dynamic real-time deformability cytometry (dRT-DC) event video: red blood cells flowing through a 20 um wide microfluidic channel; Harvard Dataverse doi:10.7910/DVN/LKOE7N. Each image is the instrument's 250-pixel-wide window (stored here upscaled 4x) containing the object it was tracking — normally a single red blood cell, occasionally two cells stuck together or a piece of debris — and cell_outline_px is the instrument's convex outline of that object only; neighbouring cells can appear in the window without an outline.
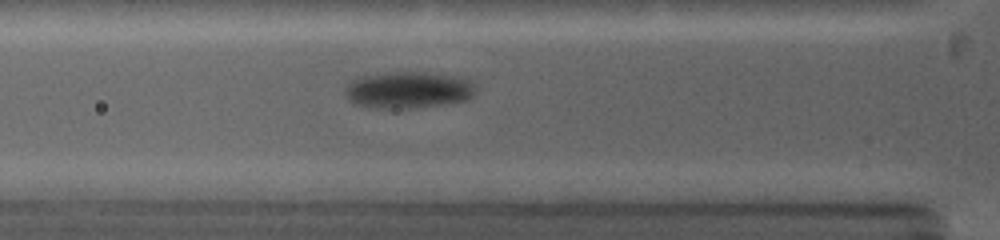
{"species": "common noctule bat (a hibernating species)", "species_latin": "Nyctalus noctula", "temperature_condition": "warm", "stored_images_in_passage": 8, "camera_frame_rate_fps": 5000, "um_per_image_px": 0.085, "animal": {"sex": "female", "body_mass_g": 19.0, "forearm_length_mm": 53.3}, "frame": {"image": 1, "passage_image": 7, "time_ms": 3.2, "image_size_px": [1000, 240], "cell_outline_px": [[476, 92], [468, 100], [412, 108], [368, 108], [352, 104], [348, 100], [344, 92], [344, 88], [356, 76], [384, 72], [420, 72], [452, 76], [468, 80], [476, 84]], "centroid_in_image_um": [34.62, 7.65], "position_along_channel_um": 91.2, "area_um2": 28.26}}